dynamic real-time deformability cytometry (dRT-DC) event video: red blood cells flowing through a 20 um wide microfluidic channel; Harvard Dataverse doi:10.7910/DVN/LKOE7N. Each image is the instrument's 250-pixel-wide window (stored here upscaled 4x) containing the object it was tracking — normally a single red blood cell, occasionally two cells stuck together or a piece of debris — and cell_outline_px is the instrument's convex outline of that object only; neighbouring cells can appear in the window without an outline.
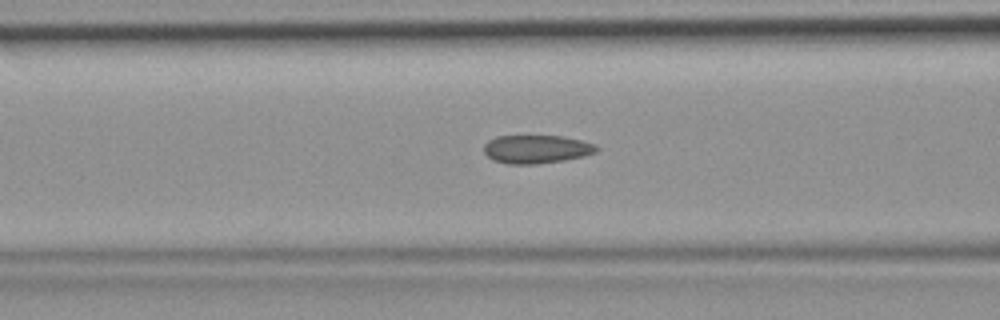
{"species": "common noctule bat (a hibernating species)", "species_latin": "Nyctalus noctula", "temperature_condition": "room temperature", "stored_images_in_passage": 41, "camera_frame_rate_fps": 3000, "um_per_image_px": 0.085, "animal": {"sex": "female", "body_mass_g": 19.9}, "frame": {"image": 1, "passage_image": 18, "time_ms": 5.667, "image_size_px": [1000, 320], "cell_outline_px": [[600, 148], [596, 152], [584, 156], [564, 160], [536, 164], [508, 164], [492, 160], [484, 152], [484, 144], [488, 140], [496, 136], [564, 136], [596, 144]], "centroid_in_image_um": [45.6, 12.68], "position_along_channel_um": 121.0, "area_um2": 18.73}}
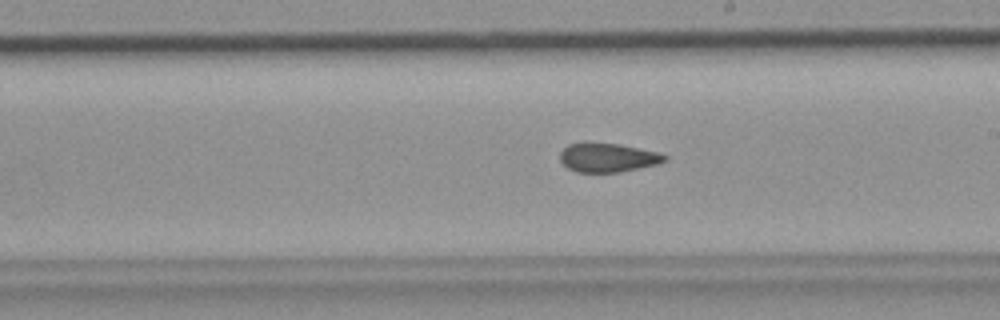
{"frame": {"image": 2, "passage_image": 26, "time_ms": 8.333, "image_size_px": [1000, 320], "cell_outline_px": [[668, 160], [656, 164], [620, 172], [576, 172], [568, 168], [560, 160], [560, 152], [568, 144], [584, 140], [588, 140], [620, 144], [656, 152], [668, 156]], "centroid_in_image_um": [51.6, 13.36], "position_along_channel_um": 237.4, "area_um2": 18.03}}
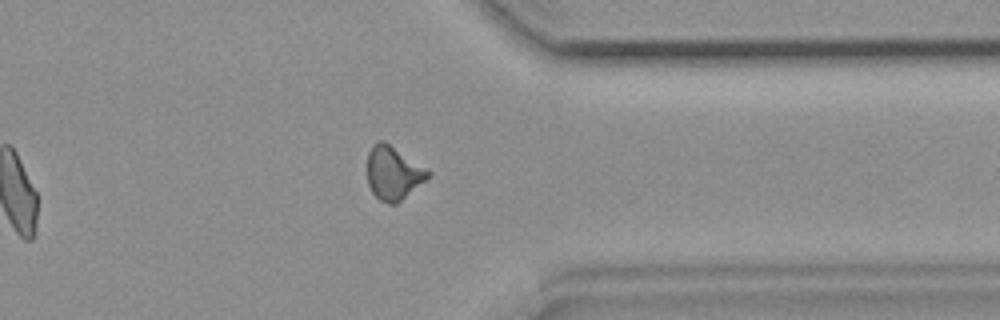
{"frame": {"image": 3, "passage_image": 36, "time_ms": 11.667, "image_size_px": [1000, 320], "cell_outline_px": [[432, 172], [424, 180], [396, 204], [388, 204], [380, 200], [372, 192], [368, 184], [368, 152], [372, 144], [380, 140], [384, 140]], "centroid_in_image_um": [33.39, 14.68], "position_along_channel_um": 378.0, "area_um2": 18.61}}